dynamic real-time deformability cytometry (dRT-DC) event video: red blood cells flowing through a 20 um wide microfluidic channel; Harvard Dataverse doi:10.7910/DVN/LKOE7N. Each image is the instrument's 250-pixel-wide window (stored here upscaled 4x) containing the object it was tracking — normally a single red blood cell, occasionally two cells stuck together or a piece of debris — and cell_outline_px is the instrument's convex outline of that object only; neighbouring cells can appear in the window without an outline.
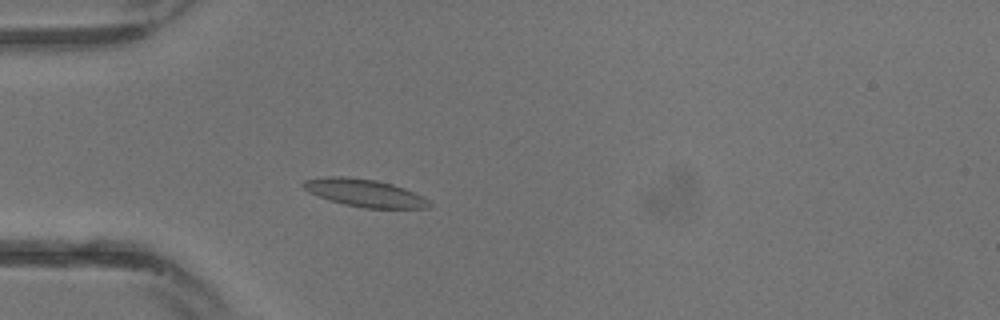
{"species": "common noctule bat (a hibernating species)", "species_latin": "Nyctalus noctula", "temperature_condition": "warm", "stored_images_in_passage": 15, "camera_frame_rate_fps": 3000, "um_per_image_px": 0.085, "animal": {"sex": "male", "body_mass_g": 13.3}, "frame": {"image": 1, "passage_image": 7, "time_ms": 2.0, "image_size_px": [1000, 320], "cell_outline_px": [[432, 204], [428, 208], [364, 208], [344, 204], [328, 200], [308, 192], [300, 184], [304, 180], [328, 176], [344, 176], [376, 180], [392, 184], [404, 188], [424, 196]], "centroid_in_image_um": [30.98, 16.4], "position_along_channel_um": 54.0, "area_um2": 20.35}}
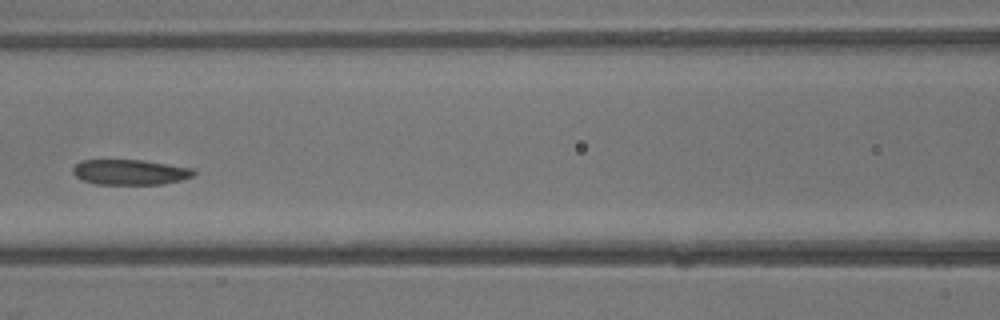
{"frame": {"image": 2, "passage_image": 12, "time_ms": 3.667, "image_size_px": [1000, 320], "cell_outline_px": [[196, 176], [180, 180], [160, 184], [96, 184], [84, 180], [76, 176], [72, 172], [72, 168], [80, 160], [144, 160], [192, 168], [196, 172]], "centroid_in_image_um": [11.07, 14.62], "position_along_channel_um": 155.5, "area_um2": 17.8}}
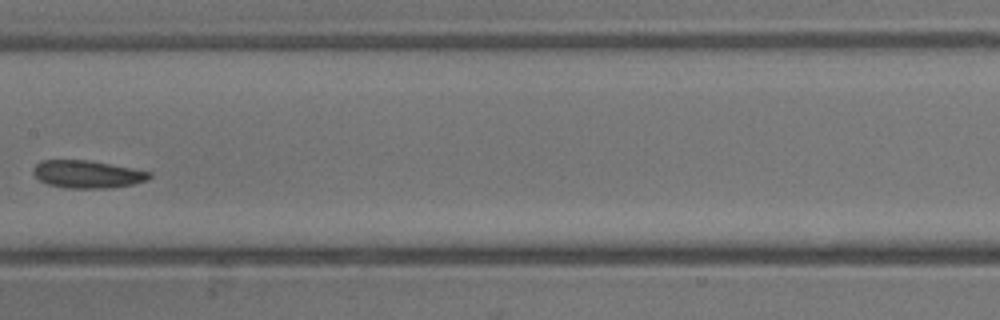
{"frame": {"image": 3, "passage_image": 14, "time_ms": 4.333, "image_size_px": [1000, 320], "cell_outline_px": [[152, 176], [148, 180], [132, 184], [112, 188], [68, 188], [48, 184], [40, 180], [32, 172], [32, 168], [40, 160], [88, 160], [152, 172]], "centroid_in_image_um": [7.42, 14.81], "position_along_channel_um": 200.0, "area_um2": 18.67}}